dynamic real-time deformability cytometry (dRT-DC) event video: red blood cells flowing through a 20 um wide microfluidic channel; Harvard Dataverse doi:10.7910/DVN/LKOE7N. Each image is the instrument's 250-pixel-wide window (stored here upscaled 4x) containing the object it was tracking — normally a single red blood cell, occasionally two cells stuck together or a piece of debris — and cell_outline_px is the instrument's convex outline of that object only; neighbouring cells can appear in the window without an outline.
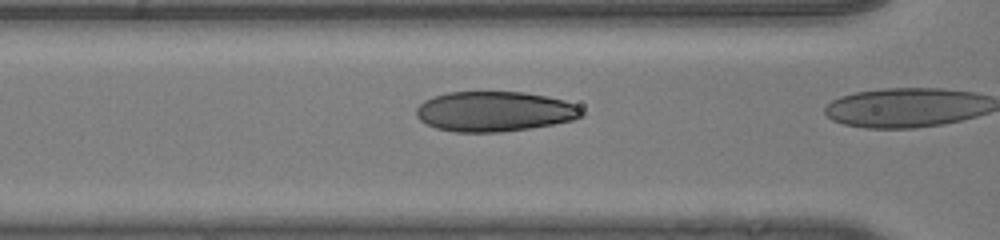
{"species": "human", "species_latin": "Homo sapiens", "temperature_condition": "room temperature", "stored_images_in_passage": 19, "camera_frame_rate_fps": 3000, "um_per_image_px": 0.085, "donor": {"sex": "male"}, "frame": {"image": 1, "passage_image": 18, "time_ms": 5.667, "image_size_px": [1000, 240], "cell_outline_px": [[584, 116], [572, 120], [532, 128], [500, 132], [456, 132], [436, 128], [420, 120], [416, 116], [416, 108], [424, 100], [432, 96], [448, 92], [524, 92], [564, 100], [580, 108], [584, 112]], "centroid_in_image_um": [42.01, 9.47], "position_along_channel_um": 124.6, "area_um2": 38.61}}